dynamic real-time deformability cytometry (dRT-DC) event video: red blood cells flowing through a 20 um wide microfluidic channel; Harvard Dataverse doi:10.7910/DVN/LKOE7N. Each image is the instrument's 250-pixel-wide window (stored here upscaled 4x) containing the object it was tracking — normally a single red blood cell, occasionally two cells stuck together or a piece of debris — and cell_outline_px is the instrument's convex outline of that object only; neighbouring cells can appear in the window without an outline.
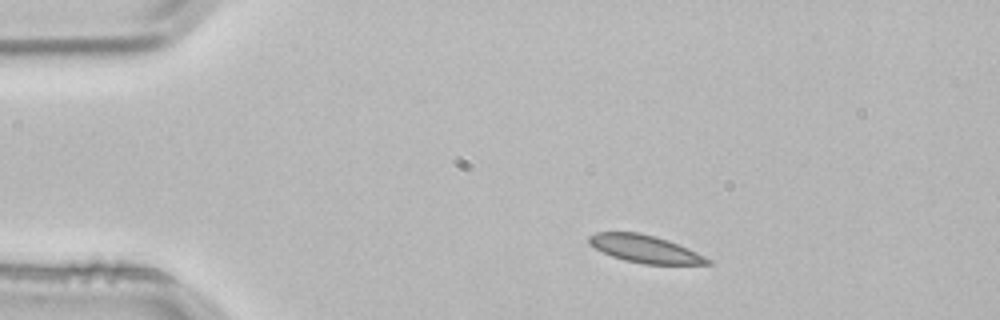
{"species": "common noctule bat (a hibernating species)", "species_latin": "Nyctalus noctula", "temperature_condition": "room temperature", "stored_images_in_passage": 2, "camera_frame_rate_fps": 3000, "um_per_image_px": 0.085, "animal": {"sex": "male", "body_mass_g": 21.5, "forearm_length_mm": 52.0}, "frame": {"image": 1, "passage_image": 1, "time_ms": 0.0, "image_size_px": [1000, 320], "cell_outline_px": [[712, 264], [644, 264], [624, 260], [612, 256], [588, 244], [588, 236], [596, 232], [640, 232], [656, 236], [668, 240], [688, 248], [712, 260]], "centroid_in_image_um": [54.82, 21.15], "position_along_channel_um": 30.2, "area_um2": 19.02}}